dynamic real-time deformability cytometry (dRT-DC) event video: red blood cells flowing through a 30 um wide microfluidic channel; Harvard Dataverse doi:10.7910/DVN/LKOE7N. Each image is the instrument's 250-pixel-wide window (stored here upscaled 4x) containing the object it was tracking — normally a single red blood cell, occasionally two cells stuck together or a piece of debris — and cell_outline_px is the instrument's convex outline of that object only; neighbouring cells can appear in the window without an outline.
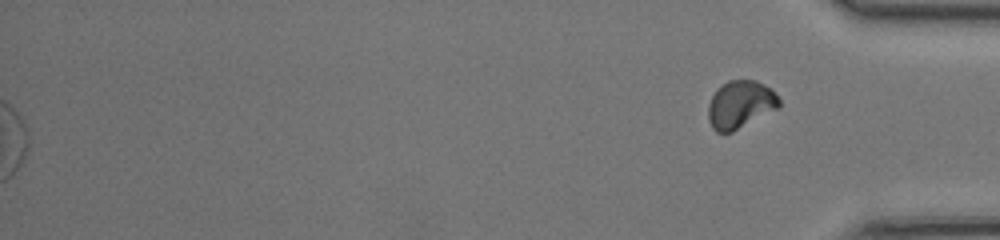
{"species": "common noctule bat (a hibernating species)", "species_latin": "Nyctalus noctula", "temperature_condition": "room temperature", "stored_images_in_passage": 50, "segment_of_instrument_passage": [2, 2], "camera_frame_rate_fps": 3000, "um_per_image_px": 0.085, "animal": {"sex": "female", "body_mass_g": 17.0, "forearm_length_mm": 48.0}, "frame": {"image": 1, "passage_image": 50, "time_ms": 16.333, "image_size_px": [1000, 240], "cell_outline_px": [[780, 108], [732, 132], [716, 132], [712, 128], [708, 120], [708, 104], [712, 96], [728, 80], [756, 80], [772, 88], [780, 100]], "centroid_in_image_um": [62.96, 8.89], "position_along_channel_um": 372.2, "area_um2": 19.83}}